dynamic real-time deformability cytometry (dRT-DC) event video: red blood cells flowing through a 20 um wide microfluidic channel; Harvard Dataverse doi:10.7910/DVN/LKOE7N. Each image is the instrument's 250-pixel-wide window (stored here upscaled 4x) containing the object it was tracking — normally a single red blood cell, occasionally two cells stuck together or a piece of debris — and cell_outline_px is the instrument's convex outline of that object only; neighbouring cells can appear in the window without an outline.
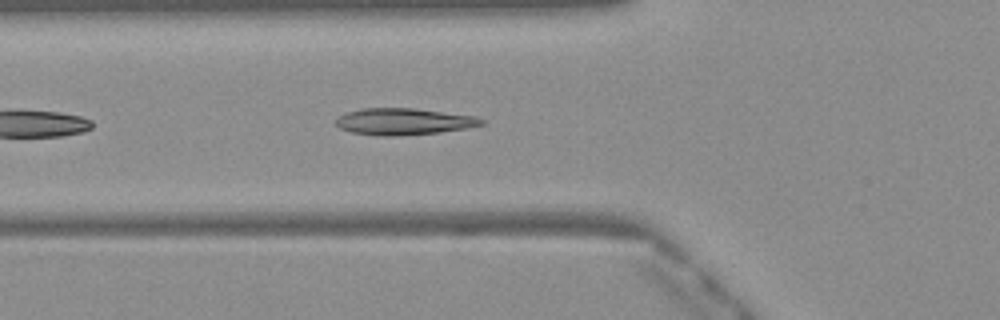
{"species": "Egyptian fruit bat (a non-hibernating species)", "species_latin": "Rousettus aegyptiacus", "temperature_condition": "warm", "stored_images_in_passage": 15, "camera_frame_rate_fps": 3000, "um_per_image_px": 0.085, "frame": {"image": 1, "passage_image": 5, "time_ms": 1.333, "image_size_px": [1000, 320], "cell_outline_px": [[484, 124], [468, 128], [440, 132], [400, 136], [380, 136], [352, 132], [340, 128], [336, 124], [336, 120], [340, 116], [348, 112], [360, 108], [416, 108], [476, 116], [484, 120]], "centroid_in_image_um": [34.35, 10.33], "position_along_channel_um": 91.5, "area_um2": 22.66}}
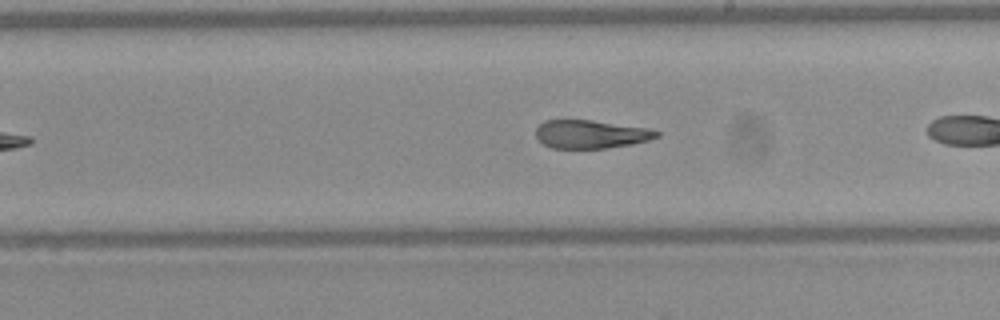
{"frame": {"image": 2, "passage_image": 11, "time_ms": 3.333, "image_size_px": [1000, 320], "cell_outline_px": [[660, 136], [648, 140], [632, 144], [608, 148], [552, 148], [544, 144], [536, 136], [536, 128], [544, 120], [592, 120], [648, 128], [660, 132]], "centroid_in_image_um": [50.23, 11.4], "position_along_channel_um": 238.8, "area_um2": 19.88}}